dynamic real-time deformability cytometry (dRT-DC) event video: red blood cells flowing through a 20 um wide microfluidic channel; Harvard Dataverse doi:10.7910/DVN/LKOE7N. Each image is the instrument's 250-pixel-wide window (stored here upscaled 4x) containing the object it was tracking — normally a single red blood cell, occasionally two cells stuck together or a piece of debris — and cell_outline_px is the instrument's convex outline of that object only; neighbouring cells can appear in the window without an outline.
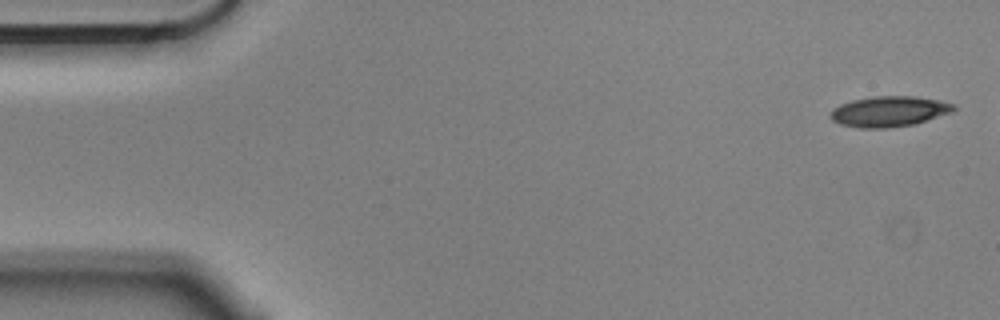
{"species": "Egyptian fruit bat (a non-hibernating species)", "species_latin": "Rousettus aegyptiacus", "temperature_condition": "cold", "stored_images_in_passage": 6, "camera_frame_rate_fps": 3000, "um_per_image_px": 0.085, "animal": {"sex": "male"}, "frame": {"image": 1, "passage_image": 1, "time_ms": 0.0, "image_size_px": [1000, 320], "cell_outline_px": [[956, 108], [952, 112], [916, 124], [888, 128], [860, 128], [840, 124], [832, 120], [828, 116], [832, 108], [840, 104], [852, 100], [876, 96], [916, 96], [940, 100], [956, 104]], "centroid_in_image_um": [75.58, 9.47], "position_along_channel_um": 9.4, "area_um2": 22.2}}